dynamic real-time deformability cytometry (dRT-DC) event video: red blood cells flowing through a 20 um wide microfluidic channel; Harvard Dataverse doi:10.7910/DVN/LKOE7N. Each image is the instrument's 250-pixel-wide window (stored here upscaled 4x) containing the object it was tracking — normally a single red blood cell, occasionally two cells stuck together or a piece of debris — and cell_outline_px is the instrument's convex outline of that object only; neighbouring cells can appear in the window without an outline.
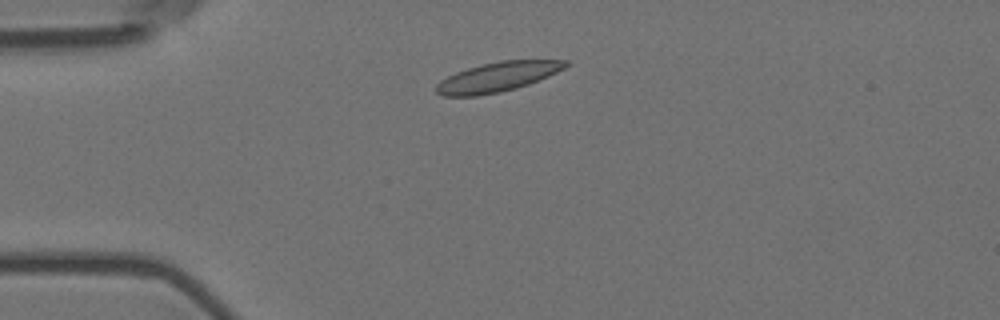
{"species": "Egyptian fruit bat (a non-hibernating species)", "species_latin": "Rousettus aegyptiacus", "temperature_condition": "room temperature", "stored_images_in_passage": 5, "camera_frame_rate_fps": 3000, "um_per_image_px": 0.085, "animal": {"sex": "female"}, "frame": {"image": 1, "passage_image": 3, "time_ms": 0.667, "image_size_px": [1000, 320], "cell_outline_px": [[568, 64], [564, 68], [548, 76], [528, 84], [516, 88], [500, 92], [476, 96], [444, 96], [436, 92], [436, 84], [440, 80], [456, 72], [468, 68], [500, 60], [568, 60]], "centroid_in_image_um": [42.27, 6.54], "position_along_channel_um": 42.7, "area_um2": 22.08}}
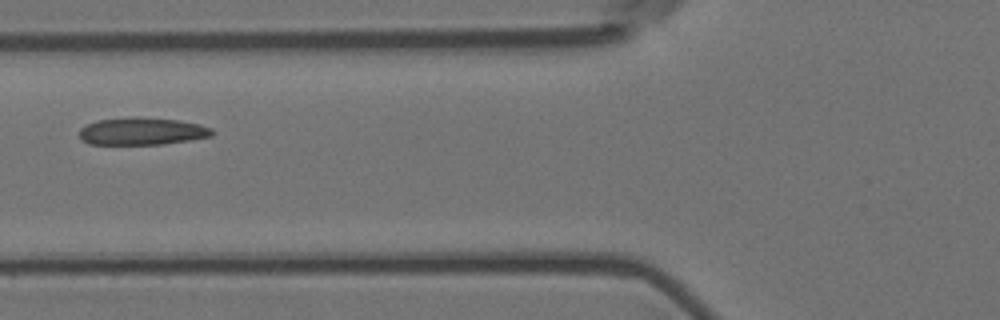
{"frame": {"image": 2, "passage_image": 5, "time_ms": 1.333, "image_size_px": [1000, 320], "cell_outline_px": [[212, 136], [164, 144], [88, 144], [80, 140], [80, 128], [96, 120], [132, 116], [140, 116], [176, 120], [200, 124], [212, 128]], "centroid_in_image_um": [12.03, 11.15], "position_along_channel_um": 113.8, "area_um2": 21.33}}